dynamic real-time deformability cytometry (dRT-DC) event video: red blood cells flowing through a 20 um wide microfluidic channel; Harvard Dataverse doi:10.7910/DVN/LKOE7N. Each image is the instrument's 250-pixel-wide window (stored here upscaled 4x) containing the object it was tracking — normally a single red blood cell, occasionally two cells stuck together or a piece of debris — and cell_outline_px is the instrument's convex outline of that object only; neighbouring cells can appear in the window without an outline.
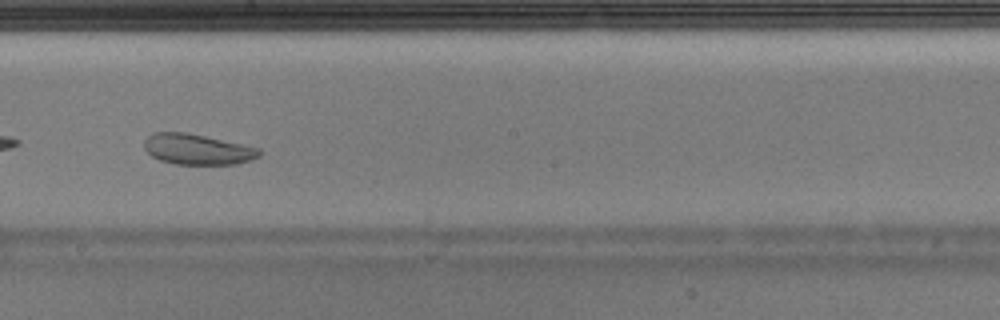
{"species": "Egyptian fruit bat (a non-hibernating species)", "species_latin": "Rousettus aegyptiacus", "temperature_condition": "warm", "stored_images_in_passage": 40, "camera_frame_rate_fps": 3000, "um_per_image_px": 0.085, "animal": {"sex": "male"}, "frame": {"image": 1, "passage_image": 23, "time_ms": 7.333, "image_size_px": [1000, 320], "cell_outline_px": [[264, 152], [260, 156], [252, 160], [236, 164], [176, 164], [160, 160], [152, 156], [144, 148], [144, 140], [148, 136], [156, 132], [184, 132], [204, 136], [260, 148]], "centroid_in_image_um": [16.81, 12.7], "position_along_channel_um": 231.4, "area_um2": 20.46}}